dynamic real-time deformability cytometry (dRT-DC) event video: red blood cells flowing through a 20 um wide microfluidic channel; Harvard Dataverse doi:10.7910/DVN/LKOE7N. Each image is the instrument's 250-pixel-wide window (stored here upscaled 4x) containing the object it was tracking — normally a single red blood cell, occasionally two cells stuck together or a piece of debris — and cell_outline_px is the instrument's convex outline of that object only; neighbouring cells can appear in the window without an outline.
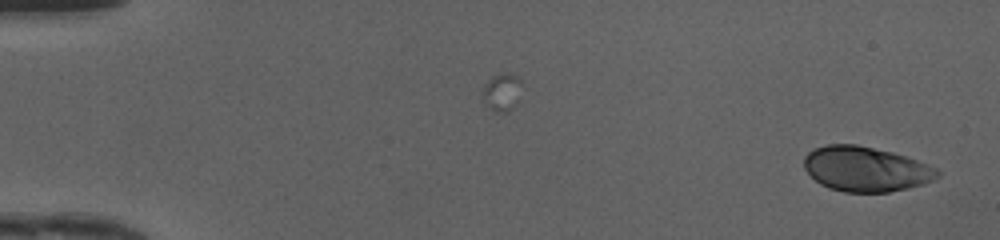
{"species": "human", "species_latin": "Homo sapiens", "temperature_condition": "cold", "stored_images_in_passage": 48, "camera_frame_rate_fps": 3000, "um_per_image_px": 0.085, "donor": {"sex": "female"}, "frame": {"image": 1, "passage_image": 1, "time_ms": 0.0, "image_size_px": [1000, 240], "cell_outline_px": [[940, 176], [924, 184], [908, 188], [888, 192], [844, 192], [828, 188], [820, 184], [804, 168], [804, 156], [812, 148], [828, 144], [856, 144], [892, 152], [916, 160], [936, 168], [940, 172]], "centroid_in_image_um": [73.57, 14.37], "position_along_channel_um": 11.4, "area_um2": 34.91}}
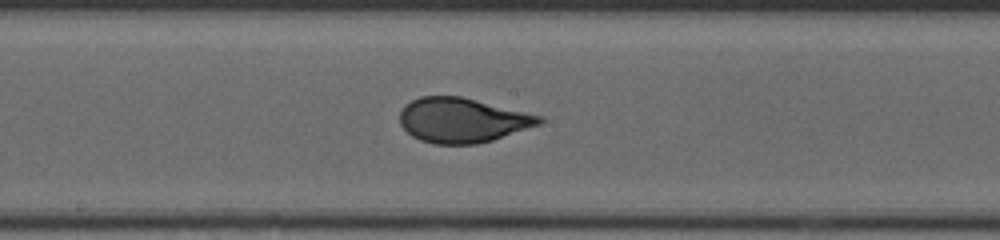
{"frame": {"image": 2, "passage_image": 26, "time_ms": 8.333, "image_size_px": [1000, 240], "cell_outline_px": [[544, 120], [540, 124], [492, 140], [476, 144], [432, 144], [420, 140], [412, 136], [400, 124], [400, 112], [404, 104], [420, 96], [460, 96], [544, 116]], "centroid_in_image_um": [39.28, 10.21], "position_along_channel_um": 208.9, "area_um2": 36.3}}
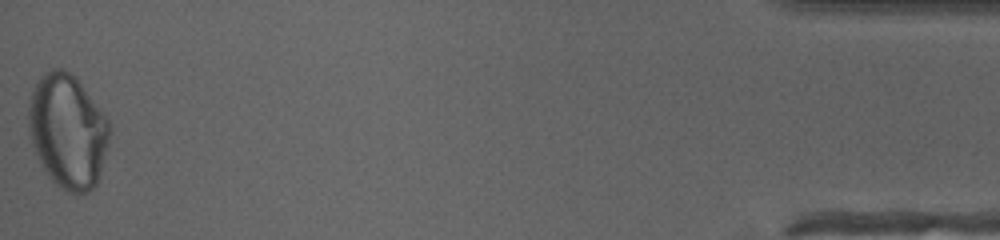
{"frame": {"image": 3, "passage_image": 48, "time_ms": 15.667, "image_size_px": [1000, 240], "cell_outline_px": [[108, 140], [100, 172], [96, 184], [88, 192], [68, 192], [60, 188], [52, 180], [44, 168], [32, 144], [28, 124], [28, 108], [32, 92], [40, 76], [44, 72], [52, 68], [60, 68], [76, 76], [108, 120]], "centroid_in_image_um": [5.73, 11.11], "position_along_channel_um": 429.5, "area_um2": 53.0}, "authors_computed_cell_mechanics": {"area_um2": 36.4429, "velocity_mm_per_s": 4.1874, "shape_relaxation_time_tau1_ms": 5.6179, "shape_relaxation_time_tau2_ms": null, "deformation_change_tau1": 0.1962, "deformation_change_tau2": null}}